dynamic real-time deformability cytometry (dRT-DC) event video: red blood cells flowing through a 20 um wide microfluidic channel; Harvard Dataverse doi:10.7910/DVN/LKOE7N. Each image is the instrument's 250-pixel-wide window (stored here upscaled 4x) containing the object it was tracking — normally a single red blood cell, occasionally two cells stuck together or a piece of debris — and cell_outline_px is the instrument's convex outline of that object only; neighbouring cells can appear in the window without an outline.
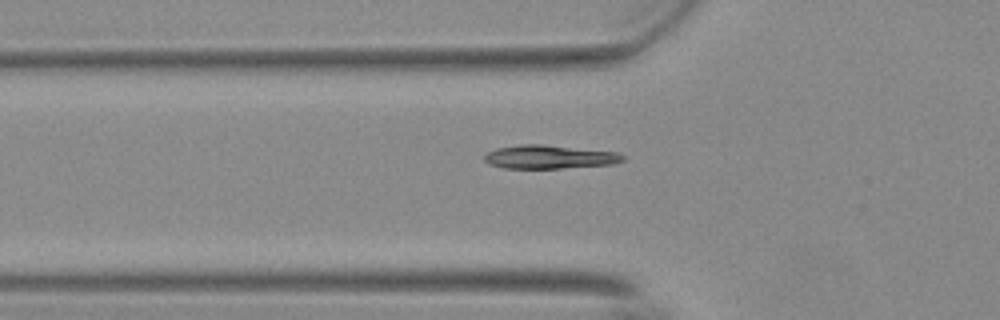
{"species": "Egyptian fruit bat (a non-hibernating species)", "species_latin": "Rousettus aegyptiacus", "temperature_condition": "warm", "stored_images_in_passage": 41, "camera_frame_rate_fps": 3000, "um_per_image_px": 0.085, "animal": {"sex": "female"}, "frame": {"image": 1, "passage_image": 9, "time_ms": 2.667, "image_size_px": [1000, 320], "cell_outline_px": [[624, 160], [612, 164], [560, 168], [504, 168], [488, 164], [484, 160], [484, 156], [488, 152], [496, 148], [520, 144], [540, 144], [620, 152], [624, 156]], "centroid_in_image_um": [46.69, 13.33], "position_along_channel_um": 79.1, "area_um2": 19.02}}
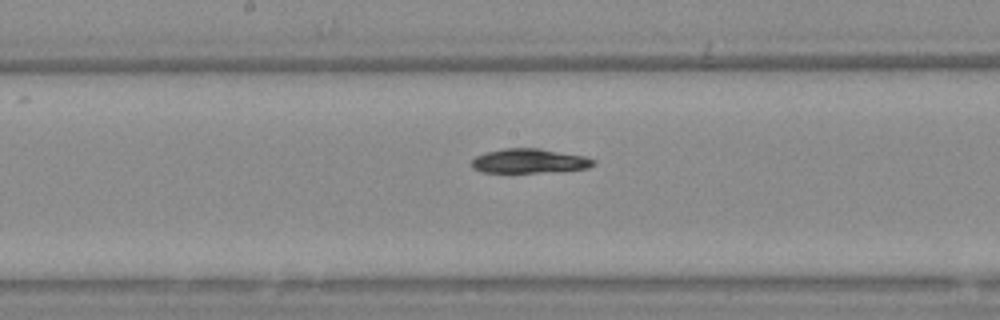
{"frame": {"image": 2, "passage_image": 19, "time_ms": 6.0, "image_size_px": [1000, 320], "cell_outline_px": [[596, 164], [588, 168], [536, 172], [484, 172], [472, 168], [472, 160], [476, 156], [484, 152], [504, 148], [540, 148], [584, 156], [596, 160]], "centroid_in_image_um": [44.98, 13.66], "position_along_channel_um": 203.2, "area_um2": 17.17}}
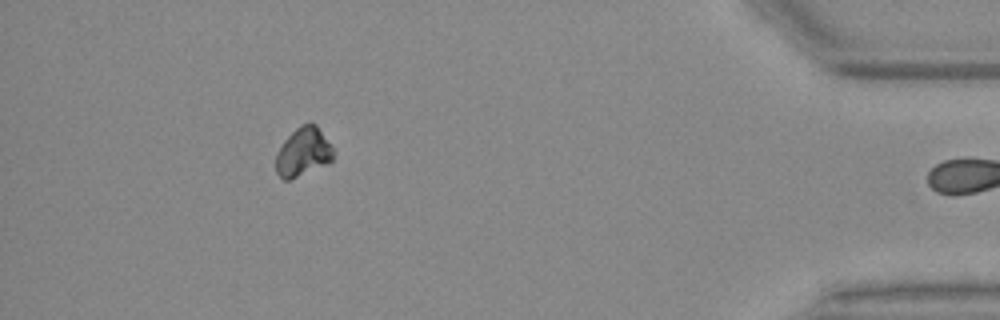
{"frame": {"image": 3, "passage_image": 40, "time_ms": 13.0, "image_size_px": [1000, 320], "cell_outline_px": [[332, 160], [328, 164], [288, 180], [284, 180], [276, 172], [276, 152], [284, 140], [300, 124], [308, 120], [316, 124], [332, 148]], "centroid_in_image_um": [25.74, 12.89], "position_along_channel_um": 409.5, "area_um2": 16.24}, "authors_computed_cell_mechanics": {"area_um2": 17.629, "velocity_mm_per_s": 3.7124, "shape_relaxation_time_tau1_ms": 4.0104, "shape_relaxation_time_tau2_ms": null, "deformation_change_tau1": 0.0963, "deformation_change_tau2": null}}